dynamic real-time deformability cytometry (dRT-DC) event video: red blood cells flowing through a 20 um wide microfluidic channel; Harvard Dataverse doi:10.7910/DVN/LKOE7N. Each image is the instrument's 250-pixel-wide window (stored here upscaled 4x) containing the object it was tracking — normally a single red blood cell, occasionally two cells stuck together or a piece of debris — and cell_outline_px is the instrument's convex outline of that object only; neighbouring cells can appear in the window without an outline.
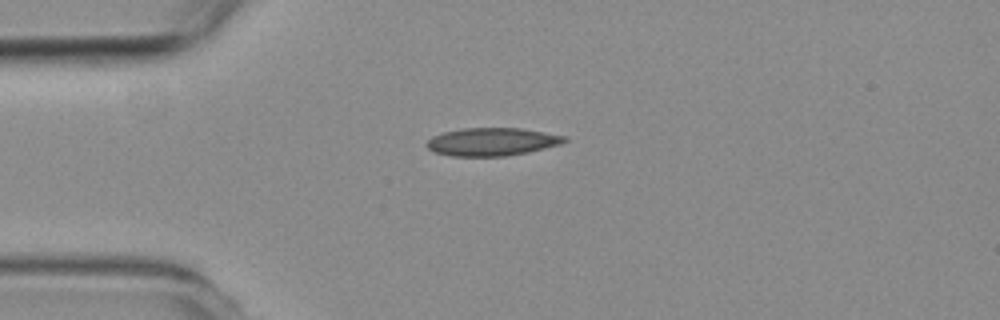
{"species": "common noctule bat (a hibernating species)", "species_latin": "Nyctalus noctula", "temperature_condition": "room temperature", "stored_images_in_passage": 3, "camera_frame_rate_fps": 3000, "um_per_image_px": 0.085, "animal": {"sex": "female", "body_mass_g": 19.3, "forearm_length_mm": 54.1}, "frame": {"image": 1, "passage_image": 1, "time_ms": 0.0, "image_size_px": [1000, 320], "cell_outline_px": [[568, 140], [560, 144], [528, 152], [504, 156], [452, 156], [432, 152], [424, 144], [432, 136], [444, 132], [464, 128], [520, 128], [568, 136]], "centroid_in_image_um": [41.8, 12.05], "position_along_channel_um": 43.2, "area_um2": 22.48}}
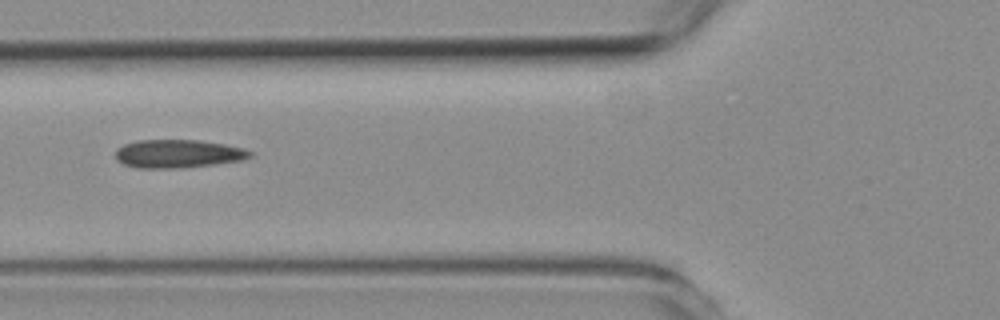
{"frame": {"image": 2, "passage_image": 3, "time_ms": 2.333, "image_size_px": [1000, 320], "cell_outline_px": [[252, 156], [244, 160], [216, 164], [184, 168], [136, 168], [124, 164], [116, 160], [116, 148], [124, 144], [140, 140], [200, 140], [224, 144], [244, 148], [252, 152]], "centroid_in_image_um": [15.15, 13.07], "position_along_channel_um": 110.7, "area_um2": 22.37}}